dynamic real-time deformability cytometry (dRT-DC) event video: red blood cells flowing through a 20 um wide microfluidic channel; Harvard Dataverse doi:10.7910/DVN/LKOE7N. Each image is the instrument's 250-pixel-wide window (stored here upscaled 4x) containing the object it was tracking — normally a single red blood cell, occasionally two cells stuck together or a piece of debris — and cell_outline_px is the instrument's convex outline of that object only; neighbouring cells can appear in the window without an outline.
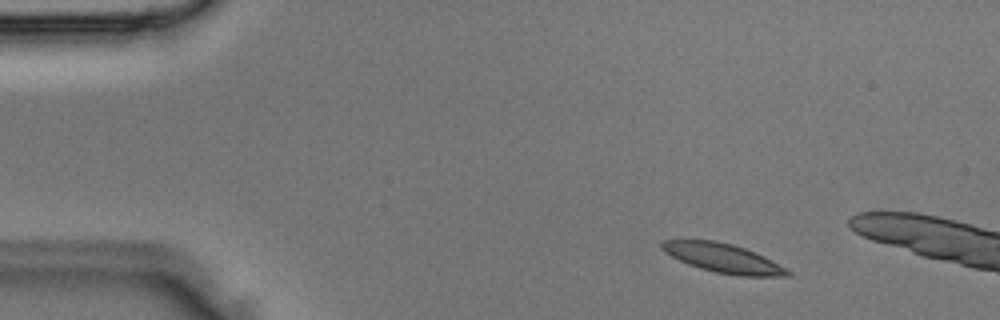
{"species": "Egyptian fruit bat (a non-hibernating species)", "species_latin": "Rousettus aegyptiacus", "temperature_condition": "room temperature", "stored_images_in_passage": 4, "camera_frame_rate_fps": 3000, "um_per_image_px": 0.085, "animal": {"sex": "male"}, "frame": {"image": 1, "passage_image": 2, "time_ms": 0.333, "image_size_px": [1000, 320], "cell_outline_px": [[792, 276], [740, 276], [716, 272], [700, 268], [688, 264], [664, 252], [660, 248], [660, 244], [664, 240], [716, 240], [732, 244], [744, 248], [764, 256], [788, 268], [792, 272]], "centroid_in_image_um": [61.5, 21.94], "position_along_channel_um": 23.5, "area_um2": 21.33}}